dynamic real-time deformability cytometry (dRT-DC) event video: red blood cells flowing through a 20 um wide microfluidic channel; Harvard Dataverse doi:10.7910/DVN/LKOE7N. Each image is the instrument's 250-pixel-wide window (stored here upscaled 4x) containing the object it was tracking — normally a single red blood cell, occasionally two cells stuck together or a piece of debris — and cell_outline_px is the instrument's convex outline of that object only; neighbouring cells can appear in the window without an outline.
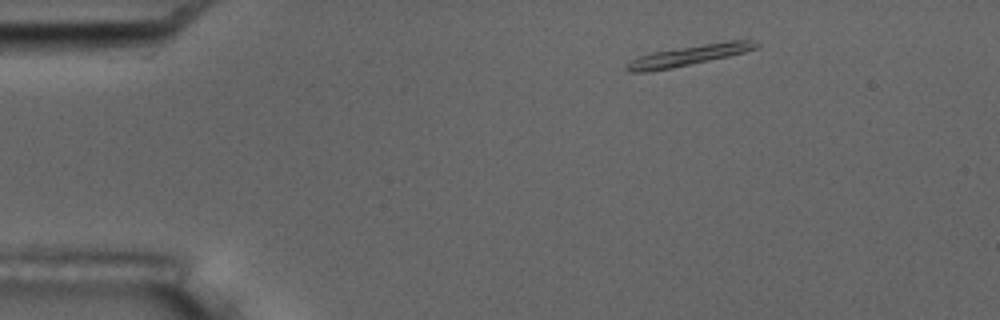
{"species": "common noctule bat (a hibernating species)", "species_latin": "Nyctalus noctula", "temperature_condition": "room temperature", "stored_images_in_passage": 4, "camera_frame_rate_fps": 3000, "um_per_image_px": 0.085, "animal": {"sex": "male", "body_mass_g": 17.5, "forearm_length_mm": 52.3}, "frame": {"image": 1, "passage_image": 2, "time_ms": 1.333, "image_size_px": [1000, 320], "cell_outline_px": [[760, 44], [756, 48], [744, 52], [728, 56], [672, 68], [648, 72], [628, 72], [624, 68], [632, 60], [640, 56], [652, 52], [728, 40], [748, 40]], "centroid_in_image_um": [58.52, 4.71], "position_along_channel_um": 26.5, "area_um2": 15.14}}